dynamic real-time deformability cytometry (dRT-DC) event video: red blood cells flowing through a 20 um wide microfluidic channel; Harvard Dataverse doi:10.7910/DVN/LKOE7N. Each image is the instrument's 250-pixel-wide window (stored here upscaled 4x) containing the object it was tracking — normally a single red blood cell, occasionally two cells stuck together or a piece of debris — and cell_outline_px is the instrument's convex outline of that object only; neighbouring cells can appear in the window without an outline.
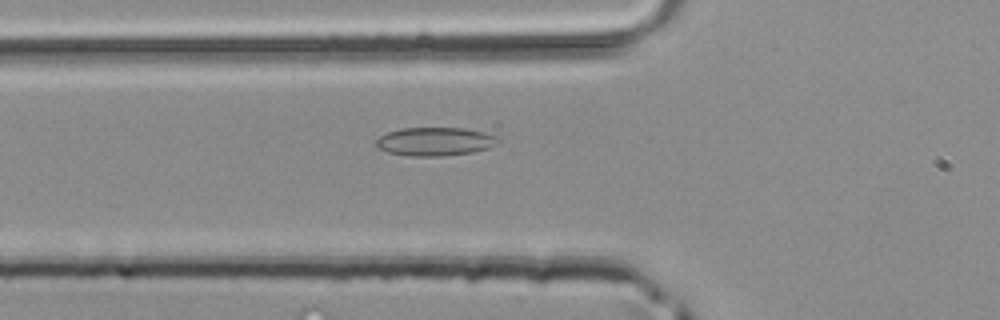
{"species": "common noctule bat (a hibernating species)", "species_latin": "Nyctalus noctula", "temperature_condition": "room temperature", "stored_images_in_passage": 4, "camera_frame_rate_fps": 3000, "um_per_image_px": 0.085, "animal": {"sex": "male", "body_mass_g": 20.4}, "frame": {"image": 1, "passage_image": 4, "time_ms": 1.0, "image_size_px": [1000, 320], "cell_outline_px": [[500, 140], [496, 144], [488, 148], [472, 152], [440, 156], [408, 156], [388, 152], [376, 148], [376, 140], [380, 136], [388, 132], [400, 128], [464, 128], [484, 132], [496, 136]], "centroid_in_image_um": [36.95, 12.03], "position_along_channel_um": 88.8, "area_um2": 20.23}}